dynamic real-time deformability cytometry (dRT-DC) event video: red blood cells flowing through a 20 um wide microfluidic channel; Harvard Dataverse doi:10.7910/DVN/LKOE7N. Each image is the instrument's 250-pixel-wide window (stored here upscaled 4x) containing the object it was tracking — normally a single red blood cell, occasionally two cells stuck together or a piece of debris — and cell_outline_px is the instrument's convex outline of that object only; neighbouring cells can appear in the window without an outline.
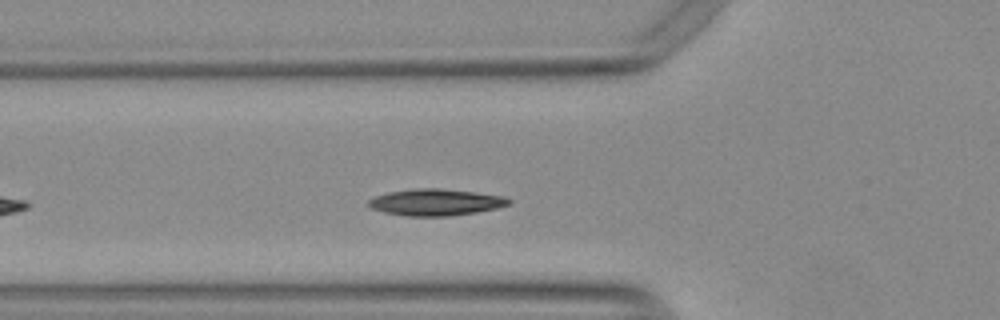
{"species": "Egyptian fruit bat (a non-hibernating species)", "species_latin": "Rousettus aegyptiacus", "temperature_condition": "warm", "stored_images_in_passage": 30, "camera_frame_rate_fps": 3000, "um_per_image_px": 0.085, "animal": {"sex": "female"}, "frame": {"image": 1, "passage_image": 7, "time_ms": 2.0, "image_size_px": [1000, 320], "cell_outline_px": [[512, 204], [496, 208], [476, 212], [448, 216], [404, 216], [384, 212], [372, 208], [368, 204], [368, 200], [376, 196], [388, 192], [412, 188], [440, 188], [476, 192], [504, 196], [512, 200]], "centroid_in_image_um": [37.06, 17.18], "position_along_channel_um": 88.7, "area_um2": 21.85}}
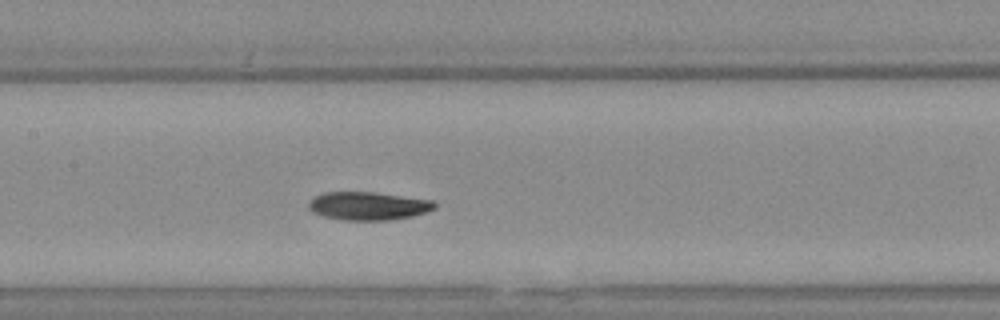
{"frame": {"image": 2, "passage_image": 14, "time_ms": 4.333, "image_size_px": [1000, 320], "cell_outline_px": [[436, 208], [412, 216], [388, 220], [340, 220], [324, 216], [312, 212], [308, 208], [308, 200], [324, 192], [372, 192], [432, 200], [436, 204]], "centroid_in_image_um": [31.25, 17.5], "position_along_channel_um": 176.2, "area_um2": 20.63}}
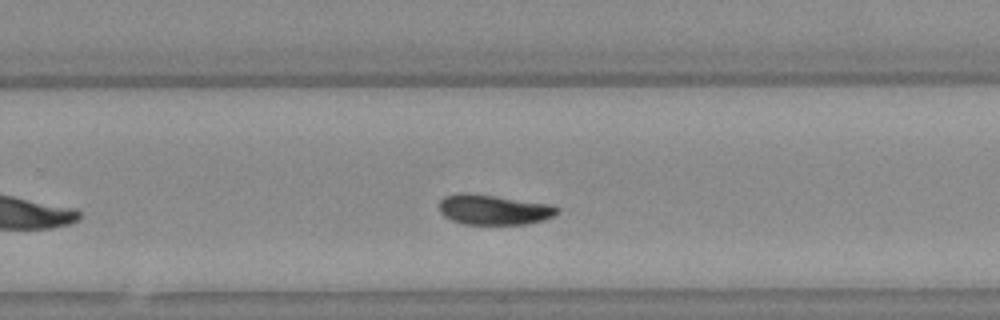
{"frame": {"image": 3, "passage_image": 23, "time_ms": 7.333, "image_size_px": [1000, 320], "cell_outline_px": [[560, 212], [544, 220], [528, 224], [464, 224], [452, 220], [444, 216], [440, 212], [440, 200], [444, 196], [456, 192], [464, 192], [552, 204], [560, 208]], "centroid_in_image_um": [41.98, 17.82], "position_along_channel_um": 287.8, "area_um2": 20.81}, "authors_computed_cell_mechanics": {"area_um2": 20.7213, "velocity_mm_per_s": 3.7464, "shape_relaxation_time_tau1_ms": 3.7027, "shape_relaxation_time_tau2_ms": 4.7203, "deformation_change_tau1": 0.1049, "deformation_change_tau2": 0.0763}}